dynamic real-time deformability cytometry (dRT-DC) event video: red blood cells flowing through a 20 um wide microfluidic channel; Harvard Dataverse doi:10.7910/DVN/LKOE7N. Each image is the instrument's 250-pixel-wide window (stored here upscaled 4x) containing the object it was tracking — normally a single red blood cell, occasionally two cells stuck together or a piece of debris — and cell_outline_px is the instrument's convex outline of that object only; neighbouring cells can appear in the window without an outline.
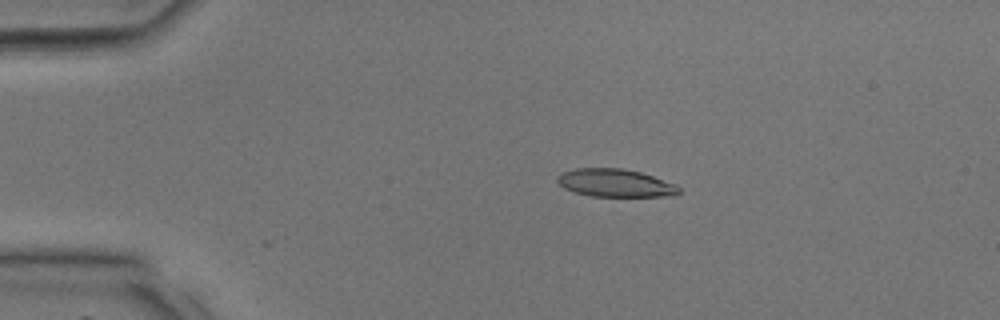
{"species": "common noctule bat (a hibernating species)", "species_latin": "Nyctalus noctula", "temperature_condition": "room temperature", "stored_images_in_passage": 31, "camera_frame_rate_fps": 3000, "um_per_image_px": 0.085, "animal": {"sex": "male", "body_mass_g": 17.9, "forearm_length_mm": 54.2}, "frame": {"image": 1, "passage_image": 8, "time_ms": 2.333, "image_size_px": [1000, 320], "cell_outline_px": [[680, 192], [676, 196], [588, 196], [564, 188], [556, 180], [556, 176], [560, 172], [576, 168], [624, 168], [640, 172], [676, 184], [680, 188]], "centroid_in_image_um": [52.29, 15.55], "position_along_channel_um": 32.7, "area_um2": 19.88}}
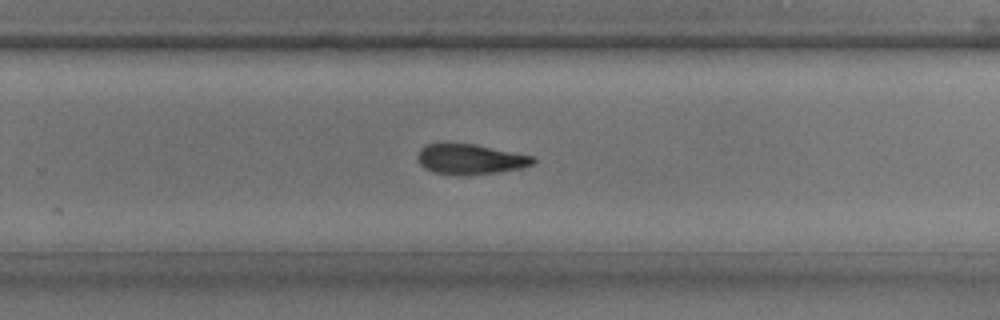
{"frame": {"image": 2, "passage_image": 25, "time_ms": 8.0, "image_size_px": [1000, 320], "cell_outline_px": [[536, 160], [532, 164], [520, 168], [496, 172], [456, 176], [432, 172], [424, 168], [420, 164], [416, 156], [420, 148], [428, 144], [444, 140], [476, 144], [532, 156]], "centroid_in_image_um": [39.86, 13.49], "position_along_channel_um": 289.9, "area_um2": 20.92}}
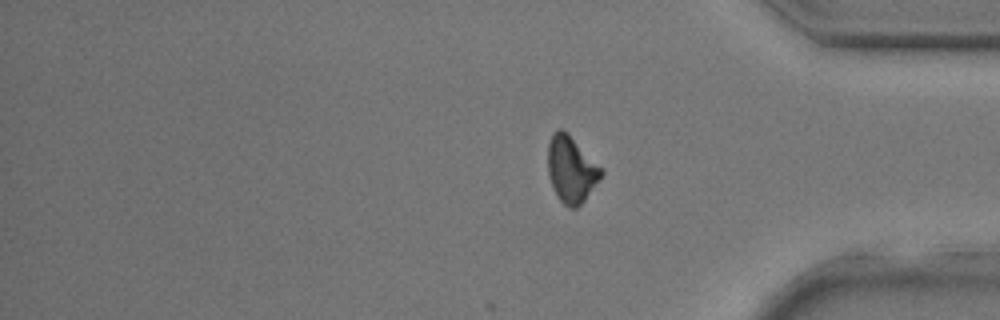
{"frame": {"image": 3, "passage_image": 31, "time_ms": 10.0, "image_size_px": [1000, 320], "cell_outline_px": [[604, 172], [584, 200], [576, 208], [568, 208], [556, 196], [548, 172], [548, 140], [552, 132], [556, 128], [564, 128], [604, 168]], "centroid_in_image_um": [48.55, 14.33], "position_along_channel_um": 386.6, "area_um2": 20.98}}